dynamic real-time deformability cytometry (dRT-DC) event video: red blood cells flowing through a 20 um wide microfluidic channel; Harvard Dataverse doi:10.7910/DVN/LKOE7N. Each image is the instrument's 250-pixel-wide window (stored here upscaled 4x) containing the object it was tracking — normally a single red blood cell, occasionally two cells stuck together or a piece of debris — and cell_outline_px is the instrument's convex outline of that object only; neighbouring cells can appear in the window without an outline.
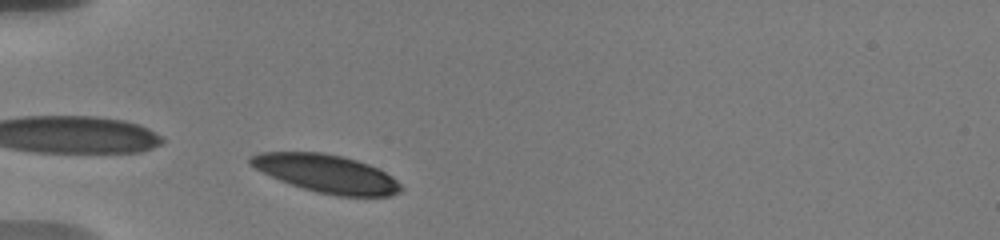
{"species": "human", "species_latin": "Homo sapiens", "temperature_condition": "warm", "stored_images_in_passage": 36, "camera_frame_rate_fps": 3000, "um_per_image_px": 0.085, "donor": {"sex": "male"}, "frame": {"image": 1, "passage_image": 1, "time_ms": 0.0, "image_size_px": [1000, 240], "cell_outline_px": [[404, 188], [400, 192], [388, 196], [336, 196], [316, 192], [280, 180], [248, 164], [248, 156], [260, 152], [320, 152], [340, 156], [356, 160], [368, 164], [392, 176]], "centroid_in_image_um": [27.75, 14.75], "position_along_channel_um": 57.3, "area_um2": 33.06}}
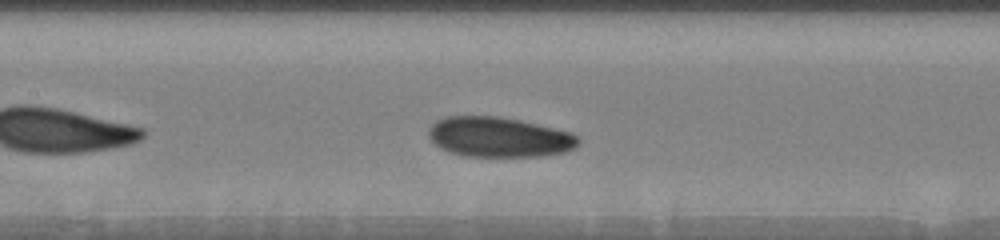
{"frame": {"image": 2, "passage_image": 11, "time_ms": 3.333, "image_size_px": [1000, 240], "cell_outline_px": [[580, 144], [576, 148], [564, 152], [540, 156], [464, 156], [448, 152], [440, 148], [428, 136], [428, 128], [436, 120], [448, 116], [500, 116], [520, 120], [572, 132], [580, 140]], "centroid_in_image_um": [42.42, 11.65], "position_along_channel_um": 165.0, "area_um2": 35.14}}
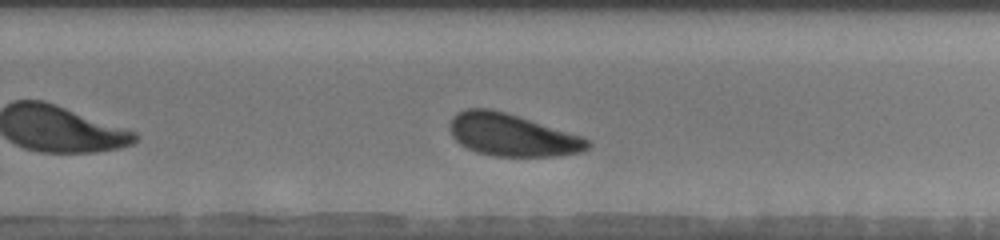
{"frame": {"image": 3, "passage_image": 21, "time_ms": 6.667, "image_size_px": [1000, 240], "cell_outline_px": [[592, 144], [588, 148], [580, 152], [560, 156], [496, 156], [476, 152], [460, 144], [452, 136], [448, 128], [448, 124], [452, 116], [456, 112], [468, 108], [488, 108], [504, 112], [580, 136], [588, 140]], "centroid_in_image_um": [43.46, 11.48], "position_along_channel_um": 286.3, "area_um2": 33.76}, "authors_computed_cell_mechanics": {"area_um2": 34.3332, "velocity_mm_per_s": 3.6515, "shape_relaxation_time_tau1_ms": 2.9985, "shape_relaxation_time_tau2_ms": null, "deformation_change_tau1": 0.1129, "deformation_change_tau2": null}}